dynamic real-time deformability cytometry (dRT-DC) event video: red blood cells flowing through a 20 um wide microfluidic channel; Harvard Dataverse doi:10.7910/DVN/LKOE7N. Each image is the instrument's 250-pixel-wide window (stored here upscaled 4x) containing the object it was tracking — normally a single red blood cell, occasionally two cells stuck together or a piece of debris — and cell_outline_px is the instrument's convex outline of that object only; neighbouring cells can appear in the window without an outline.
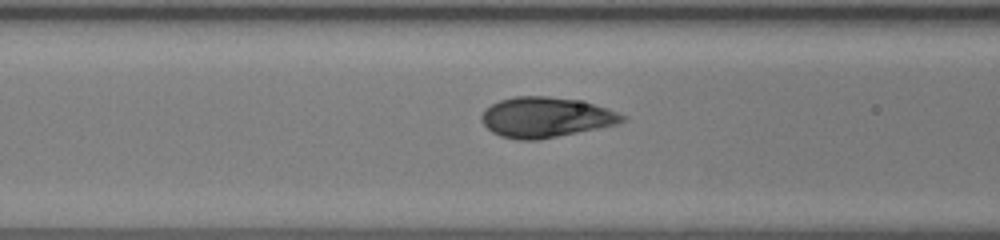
{"species": "human", "species_latin": "Homo sapiens", "temperature_condition": "room temperature", "stored_images_in_passage": 20, "camera_frame_rate_fps": 3000, "um_per_image_px": 0.085, "donor": {"sex": "female"}, "frame": {"image": 1, "passage_image": 4, "time_ms": 1.0, "image_size_px": [1000, 240], "cell_outline_px": [[628, 120], [616, 124], [540, 140], [516, 140], [500, 136], [492, 132], [480, 120], [480, 116], [484, 108], [500, 100], [516, 96], [548, 96], [576, 100], [592, 104], [616, 112], [624, 116]], "centroid_in_image_um": [46.32, 9.98], "position_along_channel_um": 120.3, "area_um2": 32.83}}
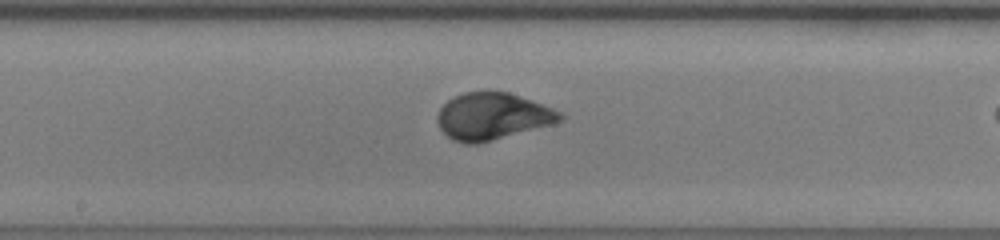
{"frame": {"image": 2, "passage_image": 10, "time_ms": 3.0, "image_size_px": [1000, 240], "cell_outline_px": [[564, 116], [560, 120], [552, 124], [492, 140], [476, 144], [464, 144], [452, 140], [440, 128], [436, 120], [436, 116], [440, 108], [448, 100], [464, 92], [508, 92], [552, 108], [560, 112]], "centroid_in_image_um": [41.81, 9.9], "position_along_channel_um": 206.4, "area_um2": 33.06}}
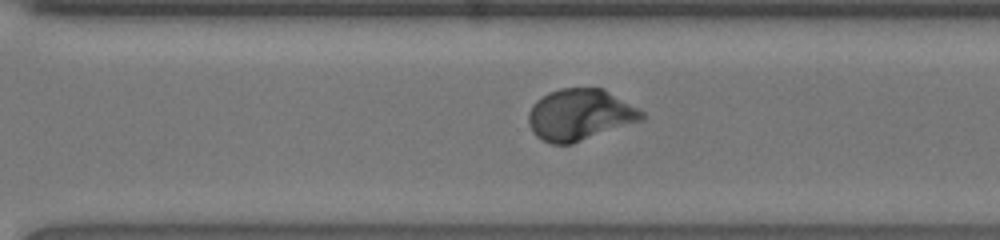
{"frame": {"image": 3, "passage_image": 18, "time_ms": 5.667, "image_size_px": [1000, 240], "cell_outline_px": [[644, 120], [572, 144], [552, 144], [536, 136], [532, 132], [528, 124], [528, 112], [532, 104], [536, 100], [548, 92], [560, 88], [604, 88], [644, 112]], "centroid_in_image_um": [49.28, 9.75], "position_along_channel_um": 321.3, "area_um2": 34.16}}